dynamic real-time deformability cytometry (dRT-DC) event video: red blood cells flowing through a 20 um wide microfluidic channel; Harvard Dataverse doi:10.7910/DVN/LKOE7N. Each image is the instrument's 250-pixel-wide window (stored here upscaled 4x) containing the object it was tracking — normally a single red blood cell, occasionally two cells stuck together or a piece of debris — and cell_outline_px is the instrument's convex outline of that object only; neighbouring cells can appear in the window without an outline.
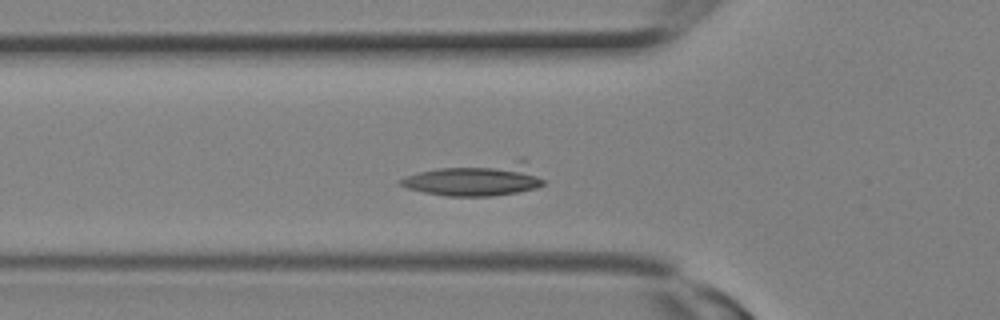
{"species": "Egyptian fruit bat (a non-hibernating species)", "species_latin": "Rousettus aegyptiacus", "temperature_condition": "room temperature", "stored_images_in_passage": 8, "camera_frame_rate_fps": 3000, "um_per_image_px": 0.085, "animal": {"sex": "female"}, "frame": {"image": 1, "passage_image": 6, "time_ms": 1.667, "image_size_px": [1000, 320], "cell_outline_px": [[544, 184], [536, 188], [516, 192], [492, 196], [448, 196], [424, 192], [408, 188], [400, 184], [400, 180], [408, 176], [420, 172], [440, 168], [520, 156], [524, 156], [544, 180]], "centroid_in_image_um": [40.61, 15.18], "position_along_channel_um": 85.2, "area_um2": 28.15}}
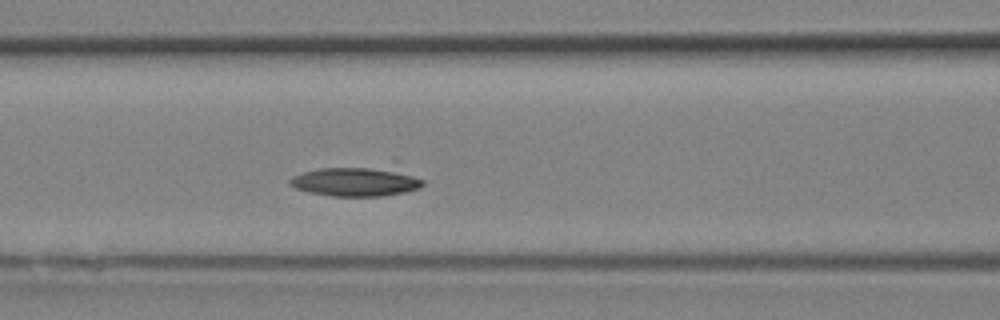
{"frame": {"image": 2, "passage_image": 8, "time_ms": 2.333, "image_size_px": [1000, 320], "cell_outline_px": [[424, 184], [420, 188], [404, 192], [380, 196], [332, 196], [308, 192], [296, 188], [288, 184], [288, 180], [292, 176], [304, 172], [320, 168], [368, 168], [392, 172], [412, 176], [424, 180]], "centroid_in_image_um": [30.11, 15.48], "position_along_channel_um": 136.5, "area_um2": 21.62}}